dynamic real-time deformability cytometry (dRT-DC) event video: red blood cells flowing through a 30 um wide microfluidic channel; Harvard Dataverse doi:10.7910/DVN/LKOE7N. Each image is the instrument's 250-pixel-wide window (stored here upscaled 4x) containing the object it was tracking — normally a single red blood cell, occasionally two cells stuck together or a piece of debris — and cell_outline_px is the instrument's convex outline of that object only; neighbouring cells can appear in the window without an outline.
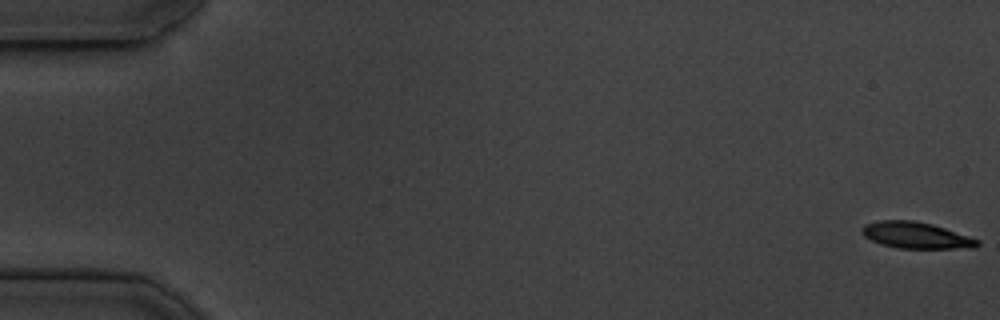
{"species": "common noctule bat (a hibernating species)", "species_latin": "Nyctalus noctula", "temperature_condition": "cold", "stored_images_in_passage": 55, "camera_frame_rate_fps": 3000, "um_per_image_px": 0.085, "animal": {"sex": "male", "body_mass_g": 19.5, "forearm_length_mm": 54.6}, "frame": {"image": 1, "passage_image": 1, "time_ms": 0.0, "image_size_px": [1000, 320], "cell_outline_px": [[980, 244], [976, 248], [896, 248], [880, 244], [864, 236], [860, 232], [860, 228], [864, 224], [880, 220], [912, 220], [932, 224], [980, 240]], "centroid_in_image_um": [77.83, 20.0], "position_along_channel_um": 7.2, "area_um2": 17.8}}
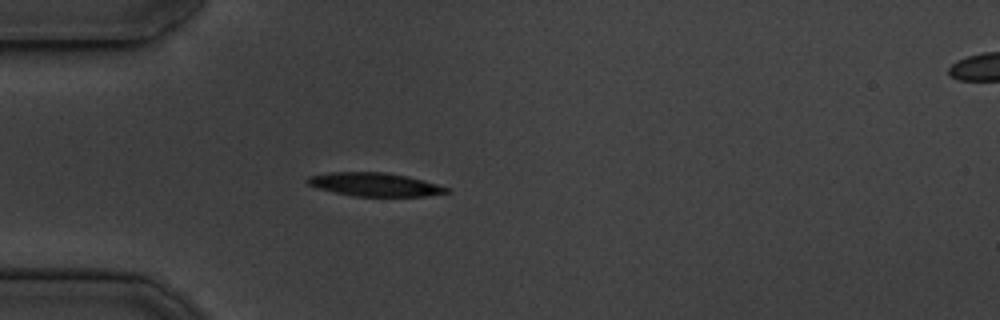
{"frame": {"image": 2, "passage_image": 16, "time_ms": 5.0, "image_size_px": [1000, 320], "cell_outline_px": [[452, 192], [424, 196], [352, 196], [320, 188], [308, 184], [304, 180], [308, 176], [328, 172], [384, 172], [408, 176], [436, 184], [448, 188]], "centroid_in_image_um": [31.84, 15.67], "position_along_channel_um": 53.2, "area_um2": 18.9}}
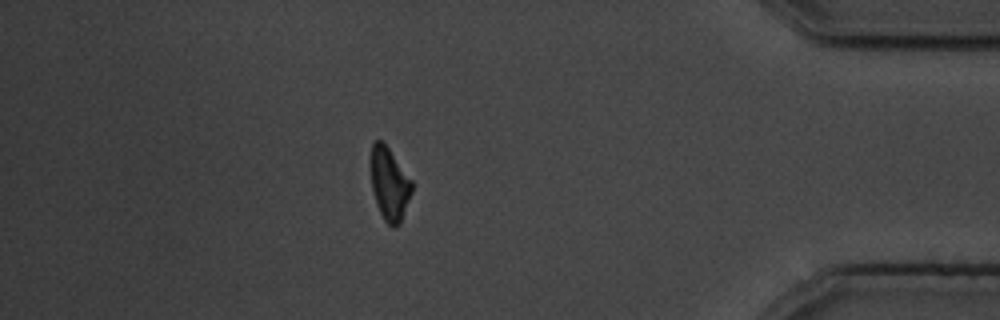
{"frame": {"image": 3, "passage_image": 48, "time_ms": 15.667, "image_size_px": [1000, 320], "cell_outline_px": [[412, 192], [400, 224], [396, 228], [392, 228], [384, 220], [380, 212], [372, 188], [372, 144], [376, 140], [380, 140], [388, 148], [412, 180]], "centroid_in_image_um": [33.13, 15.69], "position_along_channel_um": 402.1, "area_um2": 16.99}, "authors_computed_cell_mechanics": {"area_um2": 18.7272, "velocity_mm_per_s": 3.7187, "shape_relaxation_time_tau1_ms": 2.4615, "shape_relaxation_time_tau2_ms": null, "deformation_change_tau1": 0.1146, "deformation_change_tau2": null}}